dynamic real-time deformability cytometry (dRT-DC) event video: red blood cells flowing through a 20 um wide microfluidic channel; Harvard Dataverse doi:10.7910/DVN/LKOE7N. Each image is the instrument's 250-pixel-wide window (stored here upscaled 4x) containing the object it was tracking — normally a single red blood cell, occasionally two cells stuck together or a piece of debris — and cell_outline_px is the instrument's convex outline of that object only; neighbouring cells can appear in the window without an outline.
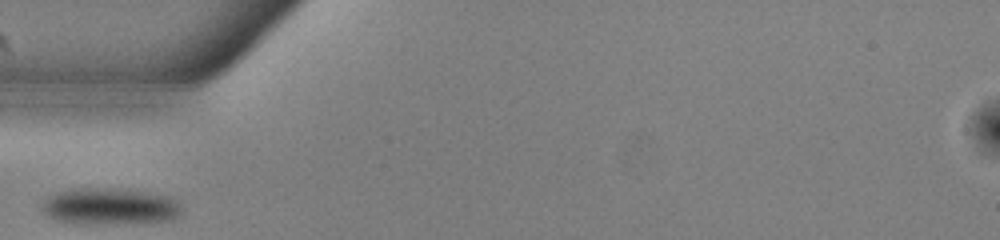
{"species": "common noctule bat (a hibernating species)", "species_latin": "Nyctalus noctula", "temperature_condition": "warm", "stored_images_in_passage": 25, "camera_frame_rate_fps": 3000, "um_per_image_px": 0.085, "animal": {"sex": "male", "body_mass_g": 13.0, "forearm_length_mm": 53.1}, "frame": {"image": 1, "passage_image": 1, "time_ms": 0.0, "image_size_px": [1000, 240], "cell_outline_px": [[180, 212], [172, 220], [144, 224], [76, 224], [56, 220], [48, 216], [40, 208], [52, 196], [60, 192], [72, 188], [96, 188], [136, 192], [168, 196], [176, 200], [180, 204]], "centroid_in_image_um": [9.36, 17.6], "position_along_channel_um": 75.6, "area_um2": 29.54}}
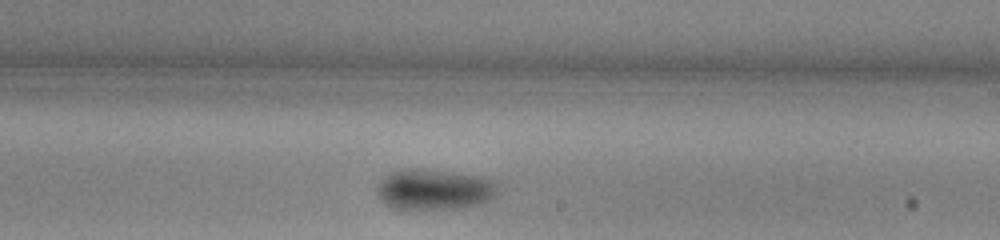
{"frame": {"image": 2, "passage_image": 15, "time_ms": 4.667, "image_size_px": [1000, 240], "cell_outline_px": [[500, 184], [496, 196], [492, 200], [480, 204], [456, 208], [392, 208], [380, 200], [376, 192], [376, 184], [388, 172], [400, 168], [420, 168], [480, 176], [496, 180]], "centroid_in_image_um": [36.91, 16.07], "position_along_channel_um": 252.1, "area_um2": 29.13}}
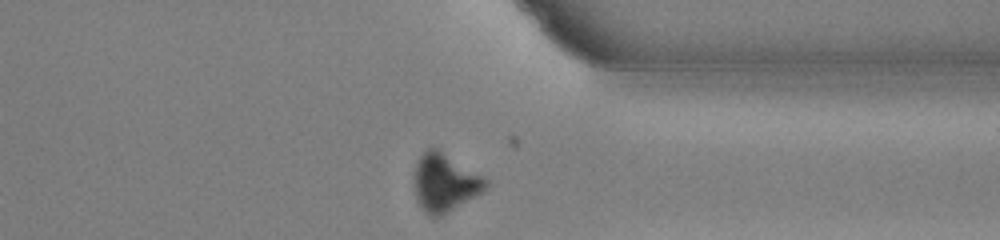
{"frame": {"image": 3, "passage_image": 25, "time_ms": 8.0, "image_size_px": [1000, 240], "cell_outline_px": [[488, 184], [480, 192], [440, 216], [432, 216], [424, 212], [416, 200], [412, 184], [416, 160], [428, 148], [436, 148], [484, 176], [488, 180]], "centroid_in_image_um": [37.73, 15.5], "position_along_channel_um": 373.7, "area_um2": 23.93}}